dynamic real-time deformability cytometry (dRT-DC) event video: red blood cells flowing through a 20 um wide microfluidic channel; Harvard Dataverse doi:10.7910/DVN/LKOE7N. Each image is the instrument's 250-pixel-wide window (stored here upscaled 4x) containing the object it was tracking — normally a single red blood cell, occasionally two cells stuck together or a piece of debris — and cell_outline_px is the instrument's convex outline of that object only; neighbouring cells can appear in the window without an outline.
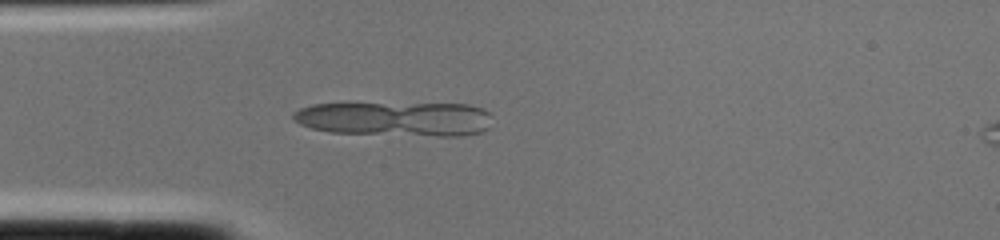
{"species": "common noctule bat (a hibernating species)", "species_latin": "Nyctalus noctula", "temperature_condition": "cold", "stored_images_in_passage": 2, "camera_frame_rate_fps": 3000, "um_per_image_px": 0.085, "animal": {"sex": "female", "body_mass_g": 22.0, "forearm_length_mm": 56.7}, "frame": {"image": 1, "passage_image": 1, "time_ms": 0.0, "image_size_px": [1000, 240], "cell_outline_px": [[492, 116], [488, 128], [484, 132], [460, 136], [436, 136], [332, 132], [312, 128], [300, 124], [292, 120], [292, 112], [300, 108], [312, 104], [468, 104], [484, 108], [492, 112]], "centroid_in_image_um": [33.66, 10.1], "position_along_channel_um": 51.3, "area_um2": 40.17}}